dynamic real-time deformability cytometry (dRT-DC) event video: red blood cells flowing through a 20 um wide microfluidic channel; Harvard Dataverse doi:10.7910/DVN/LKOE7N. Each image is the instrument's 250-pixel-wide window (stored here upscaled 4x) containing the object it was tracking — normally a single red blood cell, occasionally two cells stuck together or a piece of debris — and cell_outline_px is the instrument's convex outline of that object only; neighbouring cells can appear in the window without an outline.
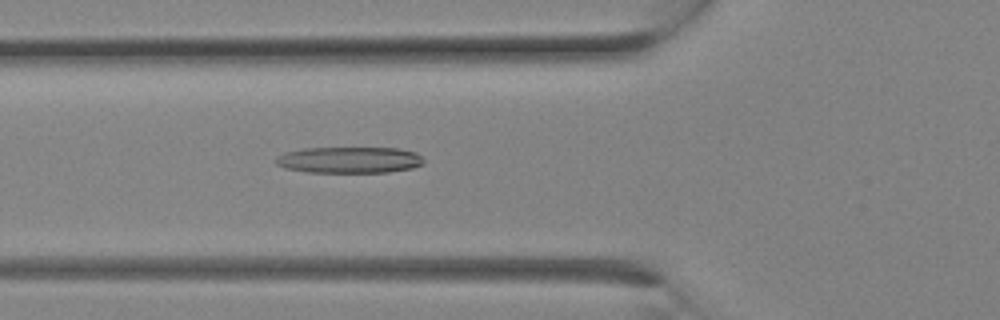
{"species": "Egyptian fruit bat (a non-hibernating species)", "species_latin": "Rousettus aegyptiacus", "temperature_condition": "room temperature", "stored_images_in_passage": 10, "camera_frame_rate_fps": 3000, "um_per_image_px": 0.085, "animal": {"sex": "female"}, "frame": {"image": 1, "passage_image": 10, "time_ms": 3.0, "image_size_px": [1000, 320], "cell_outline_px": [[424, 164], [412, 168], [388, 172], [308, 172], [284, 168], [276, 164], [276, 156], [284, 152], [304, 148], [400, 148], [416, 152], [424, 160]], "centroid_in_image_um": [29.69, 13.59], "position_along_channel_um": 96.1, "area_um2": 22.77}}